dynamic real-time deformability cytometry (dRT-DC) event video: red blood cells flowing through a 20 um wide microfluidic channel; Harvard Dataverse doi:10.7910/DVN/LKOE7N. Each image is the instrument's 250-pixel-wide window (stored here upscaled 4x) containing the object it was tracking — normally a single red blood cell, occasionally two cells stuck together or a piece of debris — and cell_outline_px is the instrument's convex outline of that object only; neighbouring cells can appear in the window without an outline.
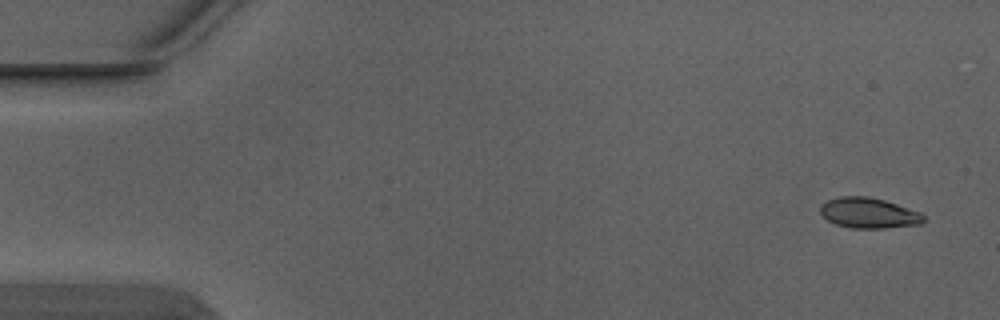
{"species": "Egyptian fruit bat (a non-hibernating species)", "species_latin": "Rousettus aegyptiacus", "temperature_condition": "warm", "stored_images_in_passage": 6, "camera_frame_rate_fps": 3000, "um_per_image_px": 0.085, "animal": {"sex": "male"}, "frame": {"image": 1, "passage_image": 1, "time_ms": 0.0, "image_size_px": [1000, 320], "cell_outline_px": [[924, 220], [920, 224], [884, 228], [852, 228], [836, 224], [828, 220], [820, 212], [820, 204], [828, 200], [840, 196], [868, 196], [884, 200], [920, 212], [924, 216]], "centroid_in_image_um": [73.82, 18.1], "position_along_channel_um": 11.2, "area_um2": 18.21}}
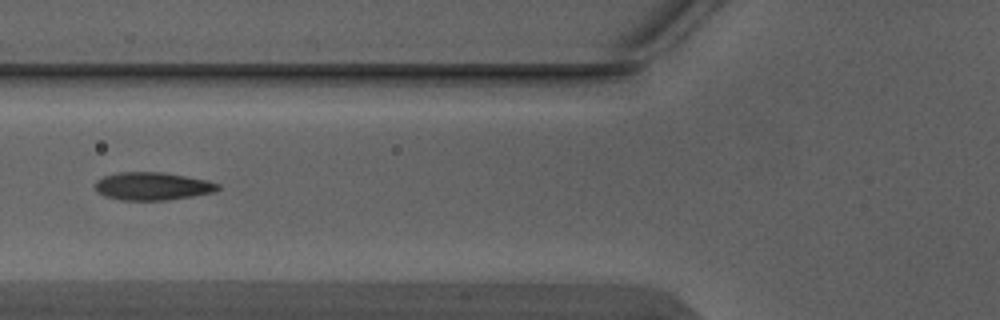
{"frame": {"image": 2, "passage_image": 5, "time_ms": 1.333, "image_size_px": [1000, 320], "cell_outline_px": [[220, 188], [216, 192], [168, 200], [120, 200], [104, 196], [96, 188], [96, 180], [104, 176], [116, 172], [164, 172], [208, 180], [220, 184]], "centroid_in_image_um": [13.0, 15.82], "position_along_channel_um": 112.8, "area_um2": 20.06}}
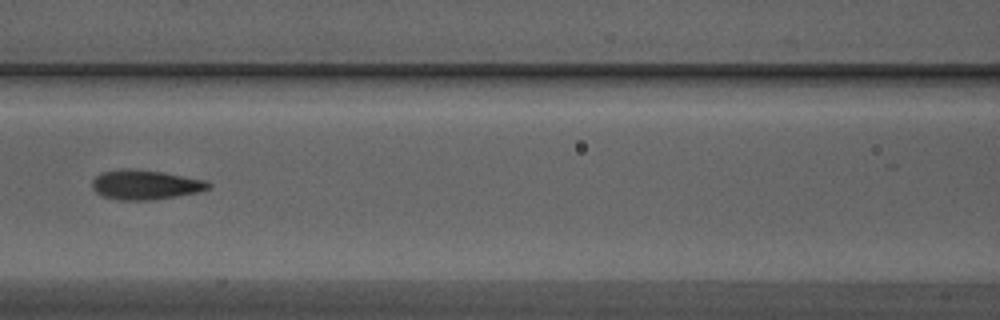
{"frame": {"image": 3, "passage_image": 6, "time_ms": 1.667, "image_size_px": [1000, 320], "cell_outline_px": [[212, 184], [208, 188], [200, 192], [176, 196], [148, 200], [120, 200], [100, 196], [92, 188], [92, 180], [100, 172], [120, 168], [132, 168], [160, 172], [204, 180]], "centroid_in_image_um": [12.28, 15.7], "position_along_channel_um": 154.3, "area_um2": 20.06}}